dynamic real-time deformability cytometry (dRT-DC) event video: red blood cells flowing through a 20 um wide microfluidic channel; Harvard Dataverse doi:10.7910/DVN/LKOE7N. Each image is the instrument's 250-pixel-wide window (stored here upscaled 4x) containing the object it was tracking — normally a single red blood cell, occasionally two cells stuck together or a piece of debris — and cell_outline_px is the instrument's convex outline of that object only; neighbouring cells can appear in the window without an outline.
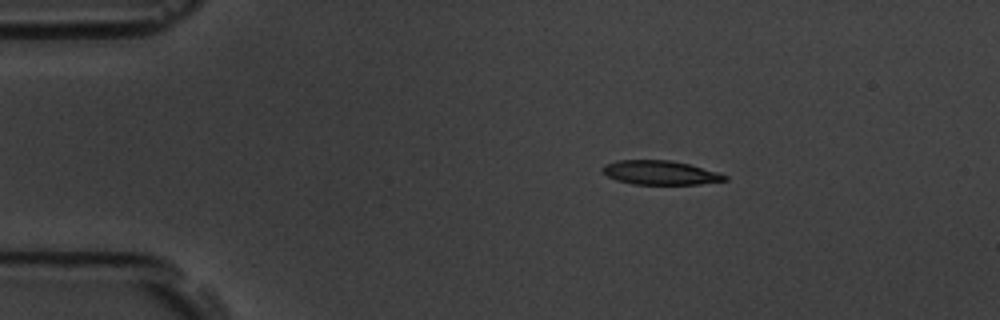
{"species": "common noctule bat (a hibernating species)", "species_latin": "Nyctalus noctula", "temperature_condition": "room temperature", "stored_images_in_passage": 4, "camera_frame_rate_fps": 3000, "um_per_image_px": 0.085, "animal": {"sex": "male", "body_mass_g": 19.5, "forearm_length_mm": 54.6}, "frame": {"image": 1, "passage_image": 2, "time_ms": 0.333, "image_size_px": [1000, 320], "cell_outline_px": [[728, 180], [700, 184], [632, 184], [616, 180], [608, 176], [600, 168], [604, 164], [620, 160], [672, 160], [688, 164], [716, 172], [728, 176]], "centroid_in_image_um": [56.1, 14.67], "position_along_channel_um": 28.9, "area_um2": 17.05}}